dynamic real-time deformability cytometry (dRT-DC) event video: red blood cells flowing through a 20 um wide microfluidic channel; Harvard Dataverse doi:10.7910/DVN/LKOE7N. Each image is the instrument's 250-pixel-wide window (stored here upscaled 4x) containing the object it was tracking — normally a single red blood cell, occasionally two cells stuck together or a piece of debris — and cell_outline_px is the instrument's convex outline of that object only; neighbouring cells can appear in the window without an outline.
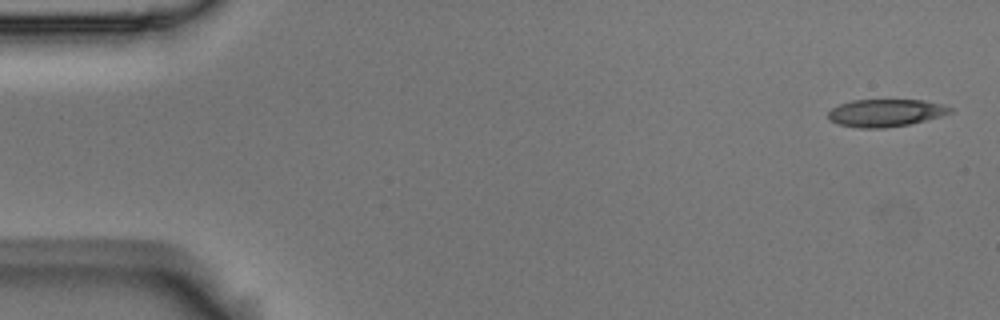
{"species": "Egyptian fruit bat (a non-hibernating species)", "species_latin": "Rousettus aegyptiacus", "temperature_condition": "room temperature", "stored_images_in_passage": 4, "camera_frame_rate_fps": 3000, "um_per_image_px": 0.085, "animal": {"sex": "male"}, "frame": {"image": 1, "passage_image": 1, "time_ms": 0.0, "image_size_px": [1000, 320], "cell_outline_px": [[956, 108], [952, 112], [940, 116], [908, 124], [884, 128], [860, 128], [840, 124], [828, 120], [828, 112], [832, 108], [840, 104], [852, 100], [924, 100], [944, 104]], "centroid_in_image_um": [75.3, 9.58], "position_along_channel_um": 9.7, "area_um2": 19.54}}
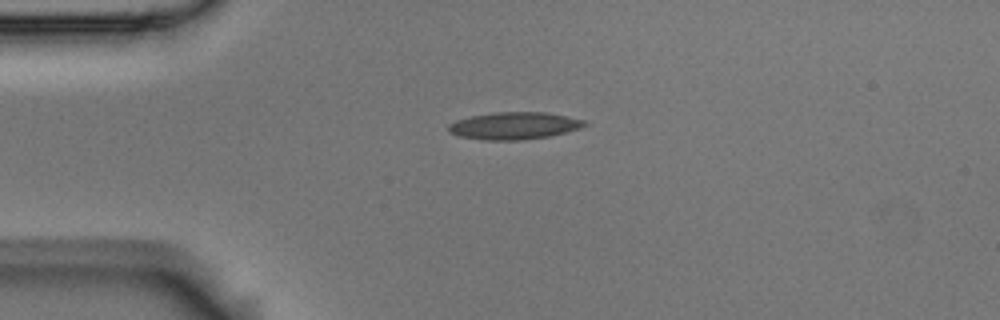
{"frame": {"image": 2, "passage_image": 4, "time_ms": 1.0, "image_size_px": [1000, 320], "cell_outline_px": [[588, 124], [580, 128], [548, 136], [524, 140], [484, 140], [460, 136], [448, 132], [448, 124], [456, 120], [472, 116], [492, 112], [548, 112], [568, 116], [584, 120]], "centroid_in_image_um": [43.69, 10.68], "position_along_channel_um": 41.3, "area_um2": 21.62}}